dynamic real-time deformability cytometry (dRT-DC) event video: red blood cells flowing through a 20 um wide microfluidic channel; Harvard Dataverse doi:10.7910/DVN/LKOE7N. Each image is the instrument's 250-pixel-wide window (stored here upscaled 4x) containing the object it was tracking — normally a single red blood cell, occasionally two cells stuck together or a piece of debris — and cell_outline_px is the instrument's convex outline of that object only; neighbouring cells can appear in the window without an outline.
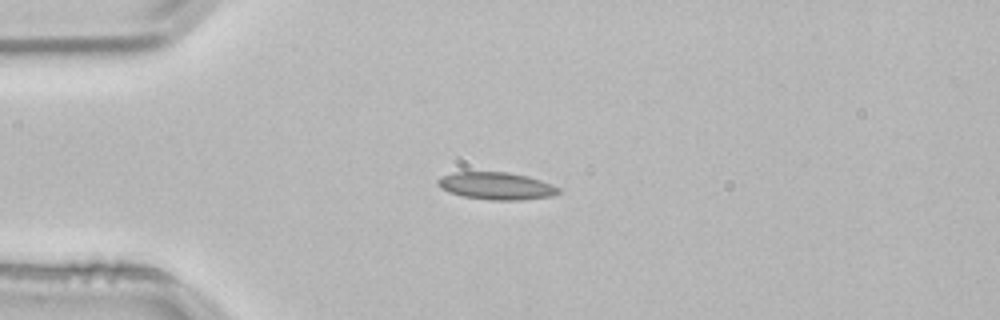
{"species": "common noctule bat (a hibernating species)", "species_latin": "Nyctalus noctula", "temperature_condition": "room temperature", "stored_images_in_passage": 3, "segment_of_instrument_passage": [1, 2], "camera_frame_rate_fps": 3000, "um_per_image_px": 0.085, "animal": {"sex": "male", "body_mass_g": 21.5, "forearm_length_mm": 52.0}, "frame": {"image": 1, "passage_image": 2, "time_ms": 0.333, "image_size_px": [1000, 320], "cell_outline_px": [[560, 192], [552, 196], [520, 200], [492, 200], [464, 196], [448, 192], [440, 188], [436, 184], [436, 180], [444, 176], [456, 172], [508, 172], [528, 176], [540, 180], [560, 188]], "centroid_in_image_um": [42.18, 15.8], "position_along_channel_um": 42.8, "area_um2": 19.13}}